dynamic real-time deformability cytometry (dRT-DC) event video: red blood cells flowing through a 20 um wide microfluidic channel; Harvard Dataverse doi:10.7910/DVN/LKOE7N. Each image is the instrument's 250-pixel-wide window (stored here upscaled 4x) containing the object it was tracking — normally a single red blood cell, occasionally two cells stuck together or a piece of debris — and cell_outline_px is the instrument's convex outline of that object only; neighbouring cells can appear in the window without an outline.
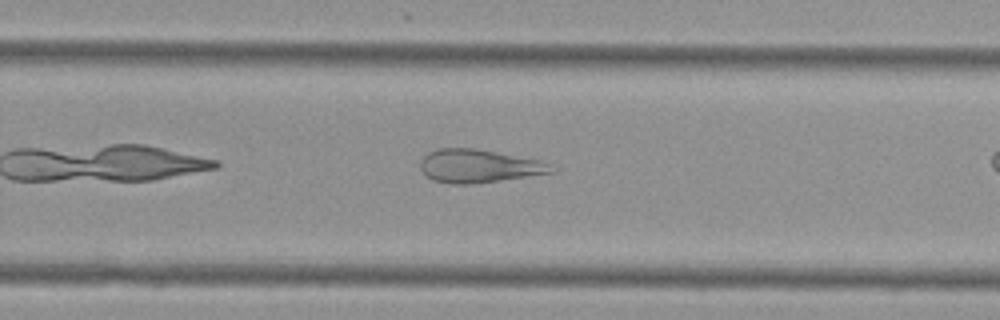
{"species": "Egyptian fruit bat (a non-hibernating species)", "species_latin": "Rousettus aegyptiacus", "temperature_condition": "cold", "stored_images_in_passage": 28, "camera_frame_rate_fps": 3000, "um_per_image_px": 0.085, "animal": {"sex": "female"}, "frame": {"image": 1, "passage_image": 20, "time_ms": 6.333, "image_size_px": [1000, 320], "cell_outline_px": [[552, 172], [500, 180], [472, 184], [452, 184], [432, 180], [420, 168], [420, 160], [428, 152], [436, 148], [476, 148], [540, 160], [548, 164]], "centroid_in_image_um": [40.6, 14.1], "position_along_channel_um": 289.2, "area_um2": 25.03}}